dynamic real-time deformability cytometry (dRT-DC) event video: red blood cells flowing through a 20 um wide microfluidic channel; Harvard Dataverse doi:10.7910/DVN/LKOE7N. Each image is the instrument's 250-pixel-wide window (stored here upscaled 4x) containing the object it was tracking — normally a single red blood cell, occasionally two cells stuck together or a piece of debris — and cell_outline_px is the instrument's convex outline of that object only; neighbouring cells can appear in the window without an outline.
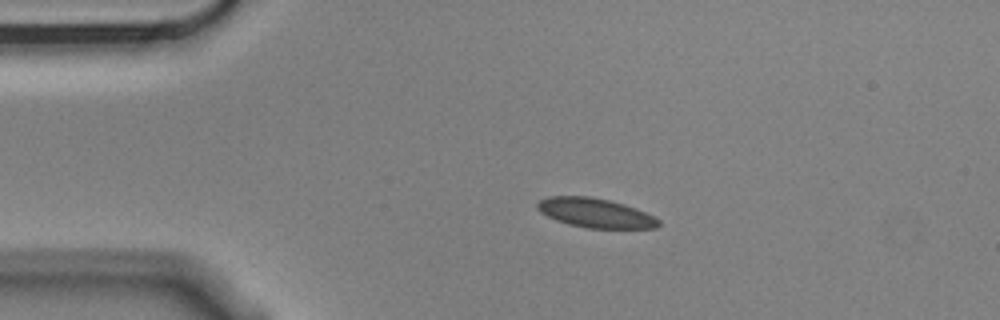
{"species": "Egyptian fruit bat (a non-hibernating species)", "species_latin": "Rousettus aegyptiacus", "temperature_condition": "cold", "stored_images_in_passage": 8, "camera_frame_rate_fps": 3000, "um_per_image_px": 0.085, "animal": {"sex": "male"}, "frame": {"image": 1, "passage_image": 3, "time_ms": 0.667, "image_size_px": [1000, 320], "cell_outline_px": [[660, 224], [656, 228], [588, 228], [568, 224], [556, 220], [540, 212], [536, 208], [536, 204], [540, 200], [548, 196], [588, 196], [608, 200], [624, 204], [636, 208], [660, 220]], "centroid_in_image_um": [50.58, 18.1], "position_along_channel_um": 34.4, "area_um2": 20.63}}
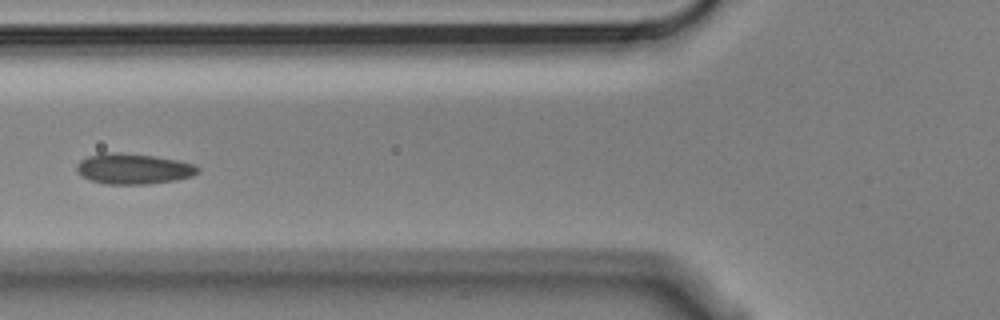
{"frame": {"image": 2, "passage_image": 6, "time_ms": 1.667, "image_size_px": [1000, 320], "cell_outline_px": [[200, 172], [192, 176], [176, 180], [148, 184], [104, 184], [80, 176], [76, 172], [76, 164], [80, 160], [88, 156], [104, 152], [116, 152], [156, 156], [180, 160], [196, 164], [200, 168]], "centroid_in_image_um": [11.35, 14.34], "position_along_channel_um": 114.4, "area_um2": 21.96}}
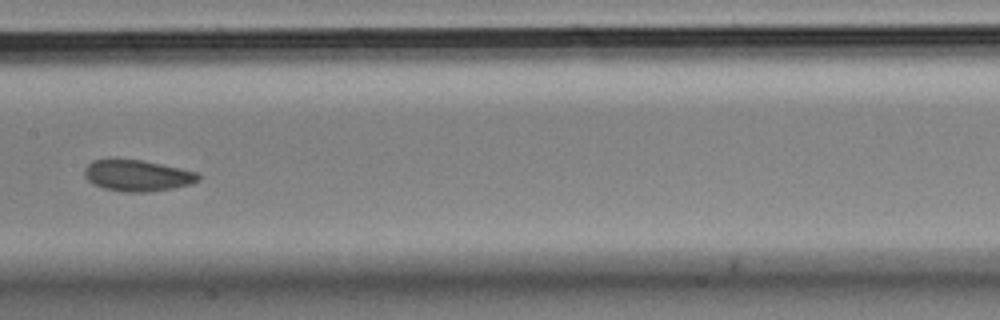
{"frame": {"image": 3, "passage_image": 8, "time_ms": 2.333, "image_size_px": [1000, 320], "cell_outline_px": [[200, 180], [192, 184], [172, 188], [148, 192], [124, 192], [104, 188], [92, 184], [84, 176], [84, 168], [92, 160], [144, 160], [200, 172]], "centroid_in_image_um": [11.71, 14.93], "position_along_channel_um": 195.7, "area_um2": 20.87}}